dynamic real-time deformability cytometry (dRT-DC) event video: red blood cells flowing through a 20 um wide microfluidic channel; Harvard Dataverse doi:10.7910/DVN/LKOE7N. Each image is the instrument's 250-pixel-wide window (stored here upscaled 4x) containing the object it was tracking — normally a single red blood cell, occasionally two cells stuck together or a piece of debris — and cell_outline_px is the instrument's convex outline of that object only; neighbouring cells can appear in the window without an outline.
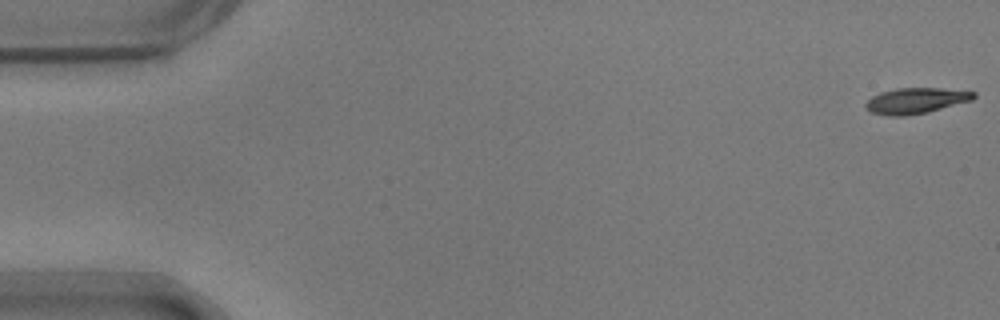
{"species": "common noctule bat (a hibernating species)", "species_latin": "Nyctalus noctula", "temperature_condition": "warm", "stored_images_in_passage": 21, "camera_frame_rate_fps": 3000, "um_per_image_px": 0.085, "animal": {"sex": "male", "body_mass_g": 17.9}, "frame": {"image": 1, "passage_image": 1, "time_ms": 0.0, "image_size_px": [1000, 320], "cell_outline_px": [[976, 96], [972, 100], [928, 112], [904, 116], [888, 116], [872, 112], [864, 104], [872, 96], [880, 92], [896, 88], [940, 88], [976, 92]], "centroid_in_image_um": [77.85, 8.55], "position_along_channel_um": 7.1, "area_um2": 16.13}}
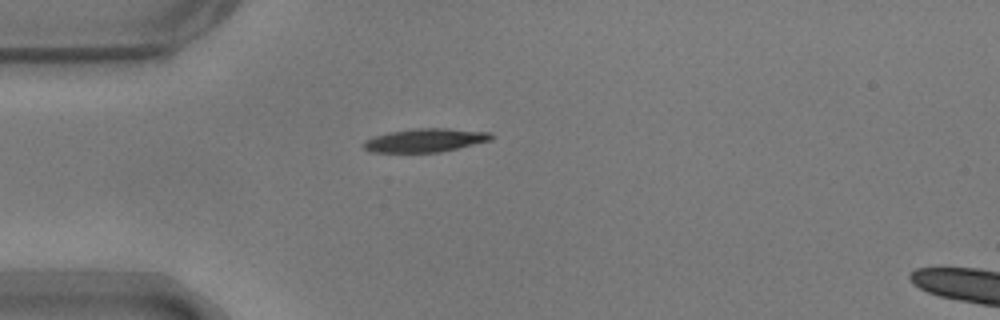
{"frame": {"image": 2, "passage_image": 15, "time_ms": 4.667, "image_size_px": [1000, 320], "cell_outline_px": [[492, 140], [440, 152], [368, 152], [360, 144], [364, 140], [388, 132], [416, 128], [444, 128], [492, 132]], "centroid_in_image_um": [36.11, 11.92], "position_along_channel_um": 48.9, "area_um2": 17.51}}
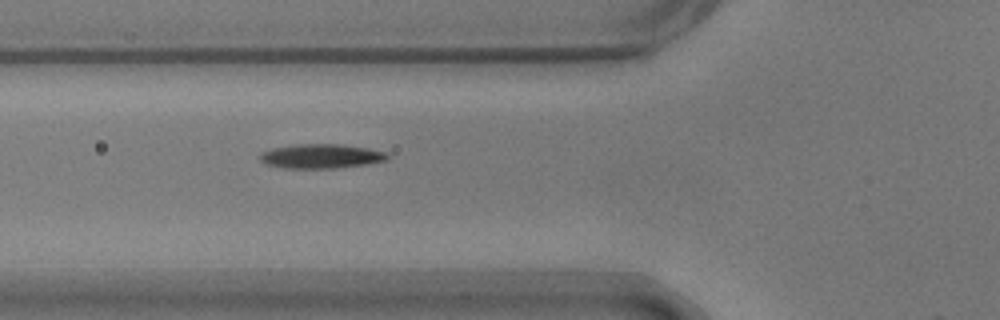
{"frame": {"image": 3, "passage_image": 20, "time_ms": 6.333, "image_size_px": [1000, 320], "cell_outline_px": [[388, 160], [368, 164], [336, 168], [284, 168], [268, 164], [260, 160], [260, 152], [272, 148], [296, 144], [340, 144], [368, 148], [388, 152]], "centroid_in_image_um": [27.32, 13.27], "position_along_channel_um": 98.5, "area_um2": 18.15}}